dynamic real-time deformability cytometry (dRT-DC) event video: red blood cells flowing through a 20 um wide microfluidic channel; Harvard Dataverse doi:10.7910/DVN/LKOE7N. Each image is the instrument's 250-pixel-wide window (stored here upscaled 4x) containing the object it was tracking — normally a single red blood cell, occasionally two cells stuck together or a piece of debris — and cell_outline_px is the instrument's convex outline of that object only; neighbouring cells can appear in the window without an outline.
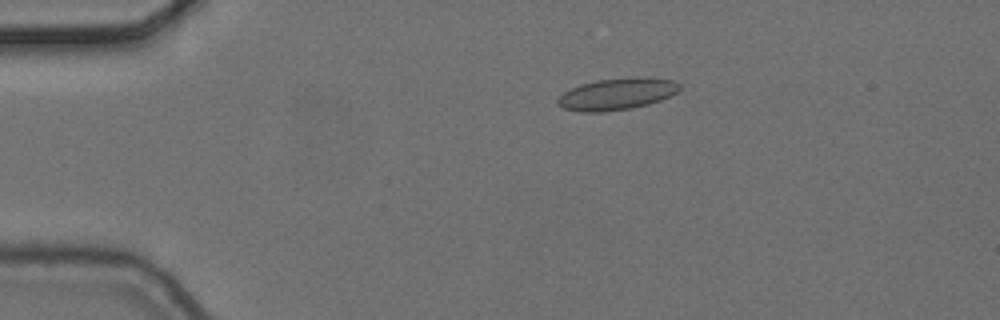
{"species": "common noctule bat (a hibernating species)", "species_latin": "Nyctalus noctula", "temperature_condition": "cold", "stored_images_in_passage": 5, "camera_frame_rate_fps": 3000, "um_per_image_px": 0.085, "animal": {"sex": "female", "body_mass_g": 24.6, "forearm_length_mm": 56.2}, "frame": {"image": 1, "passage_image": 2, "time_ms": 0.333, "image_size_px": [1000, 320], "cell_outline_px": [[680, 88], [676, 92], [660, 100], [648, 104], [632, 108], [604, 112], [580, 112], [564, 108], [556, 104], [556, 100], [564, 92], [580, 84], [596, 80], [636, 76], [672, 80], [680, 84]], "centroid_in_image_um": [52.41, 7.99], "position_along_channel_um": 32.6, "area_um2": 22.54}}
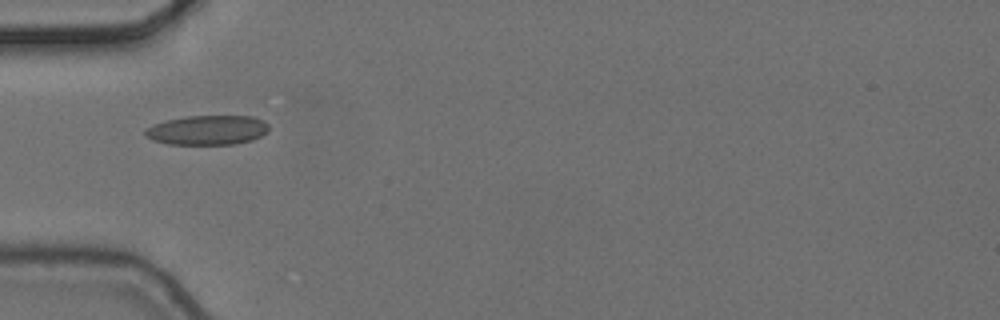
{"frame": {"image": 2, "passage_image": 4, "time_ms": 1.0, "image_size_px": [1000, 320], "cell_outline_px": [[268, 132], [252, 140], [232, 144], [168, 144], [152, 140], [144, 136], [144, 132], [152, 124], [168, 120], [188, 116], [252, 116], [264, 120], [268, 124]], "centroid_in_image_um": [17.64, 11.06], "position_along_channel_um": 67.4, "area_um2": 21.27}}
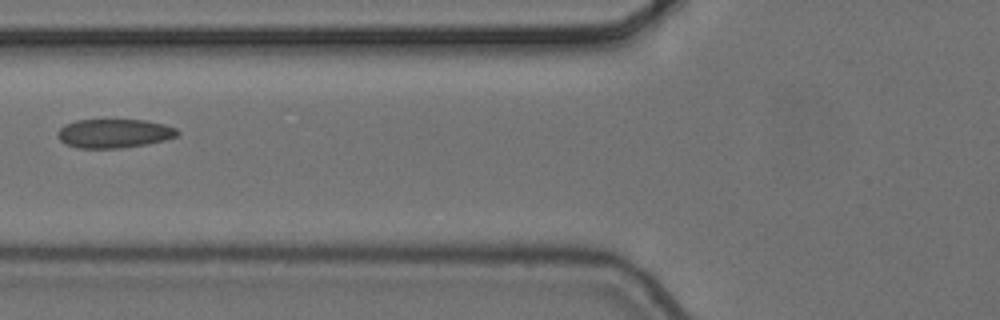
{"frame": {"image": 3, "passage_image": 5, "time_ms": 1.333, "image_size_px": [1000, 320], "cell_outline_px": [[180, 132], [176, 136], [164, 140], [148, 144], [120, 148], [80, 148], [68, 144], [60, 140], [56, 136], [56, 132], [64, 124], [76, 120], [144, 120], [164, 124], [176, 128]], "centroid_in_image_um": [9.69, 11.33], "position_along_channel_um": 116.1, "area_um2": 20.17}}